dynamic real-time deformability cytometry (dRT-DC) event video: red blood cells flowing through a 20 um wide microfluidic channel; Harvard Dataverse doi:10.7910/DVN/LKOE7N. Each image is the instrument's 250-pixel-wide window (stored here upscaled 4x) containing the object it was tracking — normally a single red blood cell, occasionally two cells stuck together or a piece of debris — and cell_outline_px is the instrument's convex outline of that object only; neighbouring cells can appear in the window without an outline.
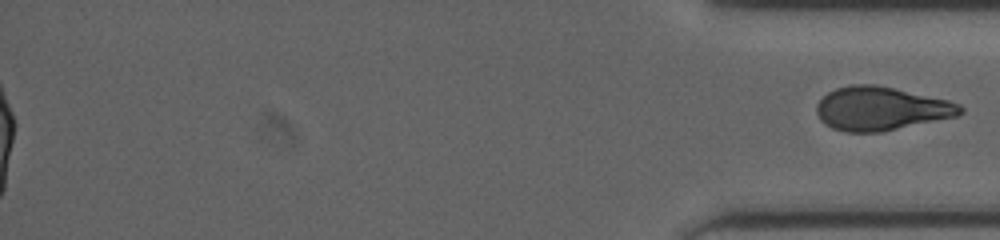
{"species": "human", "species_latin": "Homo sapiens", "temperature_condition": "cold", "stored_images_in_passage": 54, "segment_of_instrument_passage": [2, 2], "camera_frame_rate_fps": 3000, "um_per_image_px": 0.085, "donor": {"sex": "male"}, "frame": {"image": 1, "passage_image": 54, "time_ms": 17.667, "image_size_px": [1000, 240], "cell_outline_px": [[964, 112], [956, 116], [880, 132], [844, 132], [832, 128], [824, 124], [820, 120], [816, 112], [816, 104], [828, 92], [836, 88], [852, 84], [876, 84], [948, 100], [960, 104], [964, 108]], "centroid_in_image_um": [74.86, 9.23], "position_along_channel_um": 360.3, "area_um2": 36.47}}